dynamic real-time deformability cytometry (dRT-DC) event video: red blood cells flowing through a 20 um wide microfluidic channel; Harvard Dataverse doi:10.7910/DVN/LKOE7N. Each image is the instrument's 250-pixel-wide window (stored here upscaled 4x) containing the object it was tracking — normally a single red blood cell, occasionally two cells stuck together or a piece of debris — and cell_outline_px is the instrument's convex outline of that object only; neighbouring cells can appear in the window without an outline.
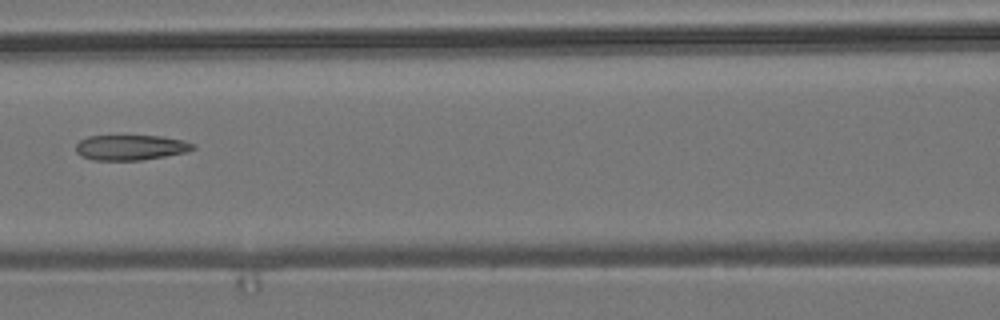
{"species": "common noctule bat (a hibernating species)", "species_latin": "Nyctalus noctula", "temperature_condition": "room temperature", "stored_images_in_passage": 4, "camera_frame_rate_fps": 3000, "um_per_image_px": 0.085, "animal": {"sex": "male", "body_mass_g": 19.2, "forearm_length_mm": 51.8}, "frame": {"image": 1, "passage_image": 3, "time_ms": 2.333, "image_size_px": [1000, 320], "cell_outline_px": [[196, 148], [184, 152], [164, 156], [140, 160], [92, 160], [80, 156], [76, 152], [76, 144], [80, 140], [88, 136], [160, 136], [184, 140], [196, 144]], "centroid_in_image_um": [11.09, 12.53], "position_along_channel_um": 155.5, "area_um2": 17.22}}
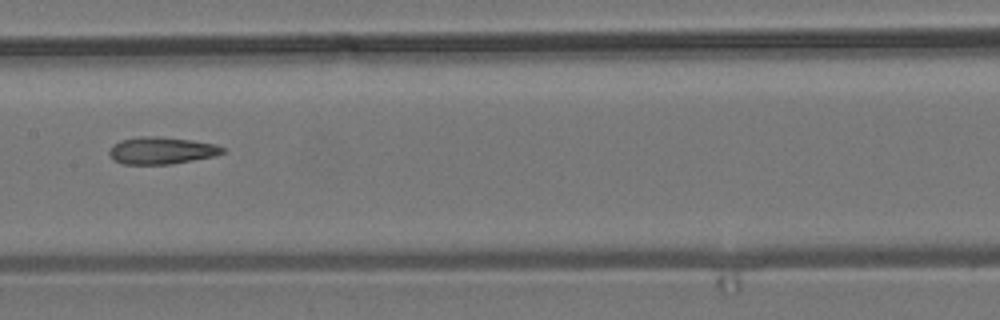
{"frame": {"image": 2, "passage_image": 4, "time_ms": 3.333, "image_size_px": [1000, 320], "cell_outline_px": [[224, 152], [216, 156], [172, 164], [124, 164], [112, 160], [108, 152], [112, 144], [120, 140], [140, 136], [160, 136], [192, 140], [216, 144], [224, 148]], "centroid_in_image_um": [13.71, 12.79], "position_along_channel_um": 193.7, "area_um2": 18.15}}